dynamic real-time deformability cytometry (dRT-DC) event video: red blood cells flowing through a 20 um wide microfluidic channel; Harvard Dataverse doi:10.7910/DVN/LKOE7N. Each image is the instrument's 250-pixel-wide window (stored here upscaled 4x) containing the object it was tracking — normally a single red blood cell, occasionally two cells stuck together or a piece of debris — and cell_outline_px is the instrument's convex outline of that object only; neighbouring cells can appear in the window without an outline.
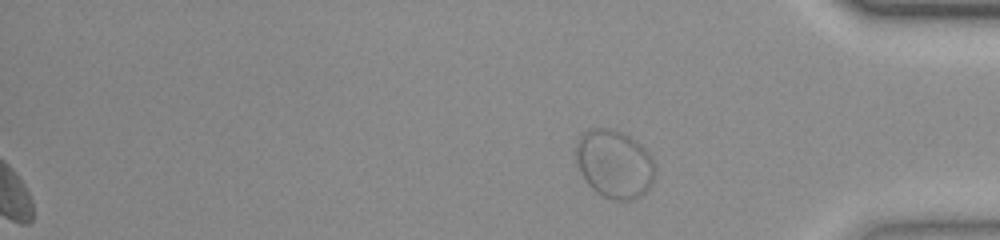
{"species": "common noctule bat (a hibernating species)", "species_latin": "Nyctalus noctula", "temperature_condition": "room temperature", "stored_images_in_passage": 42, "segment_of_instrument_passage": [2, 2], "camera_frame_rate_fps": 3000, "um_per_image_px": 0.085, "animal": {"sex": "female", "body_mass_g": 23.0, "forearm_length_mm": 53.4}, "frame": {"image": 1, "passage_image": 42, "time_ms": 13.667, "image_size_px": [1000, 240], "cell_outline_px": [[652, 184], [640, 196], [632, 200], [612, 200], [596, 192], [588, 184], [576, 160], [576, 144], [580, 136], [588, 128], [612, 128], [636, 140], [644, 148], [652, 160]], "centroid_in_image_um": [52.19, 13.92], "position_along_channel_um": 383.0, "area_um2": 30.92}}